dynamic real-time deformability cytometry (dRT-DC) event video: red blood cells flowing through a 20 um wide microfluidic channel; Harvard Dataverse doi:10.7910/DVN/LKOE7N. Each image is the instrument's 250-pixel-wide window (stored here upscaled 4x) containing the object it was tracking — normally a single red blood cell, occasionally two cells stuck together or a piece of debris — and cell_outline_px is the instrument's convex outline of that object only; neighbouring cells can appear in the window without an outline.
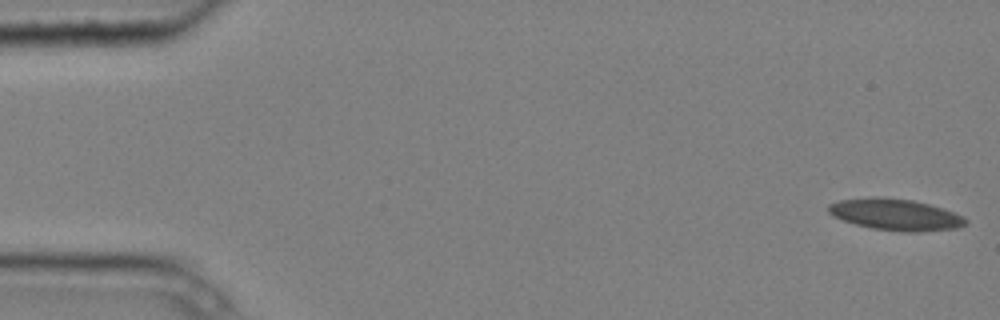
{"species": "common noctule bat (a hibernating species)", "species_latin": "Nyctalus noctula", "temperature_condition": "cold", "stored_images_in_passage": 6, "camera_frame_rate_fps": 3000, "um_per_image_px": 0.085, "animal": {"sex": "male", "body_mass_g": 20.4}, "frame": {"image": 1, "passage_image": 1, "time_ms": 0.0, "image_size_px": [1000, 320], "cell_outline_px": [[968, 224], [956, 228], [916, 232], [900, 232], [872, 228], [856, 224], [832, 216], [828, 212], [828, 204], [840, 200], [912, 200], [944, 208], [964, 216], [968, 220]], "centroid_in_image_um": [76.21, 18.29], "position_along_channel_um": 8.8, "area_um2": 24.22}}
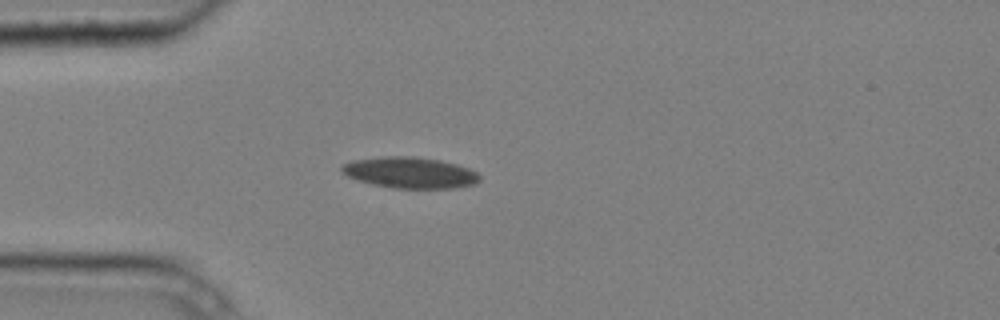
{"frame": {"image": 2, "passage_image": 5, "time_ms": 1.333, "image_size_px": [1000, 320], "cell_outline_px": [[480, 180], [476, 184], [456, 188], [392, 188], [372, 184], [348, 176], [340, 172], [340, 164], [352, 160], [384, 156], [412, 156], [440, 160], [456, 164], [468, 168], [476, 172], [480, 176]], "centroid_in_image_um": [34.83, 14.67], "position_along_channel_um": 50.2, "area_um2": 25.14}}